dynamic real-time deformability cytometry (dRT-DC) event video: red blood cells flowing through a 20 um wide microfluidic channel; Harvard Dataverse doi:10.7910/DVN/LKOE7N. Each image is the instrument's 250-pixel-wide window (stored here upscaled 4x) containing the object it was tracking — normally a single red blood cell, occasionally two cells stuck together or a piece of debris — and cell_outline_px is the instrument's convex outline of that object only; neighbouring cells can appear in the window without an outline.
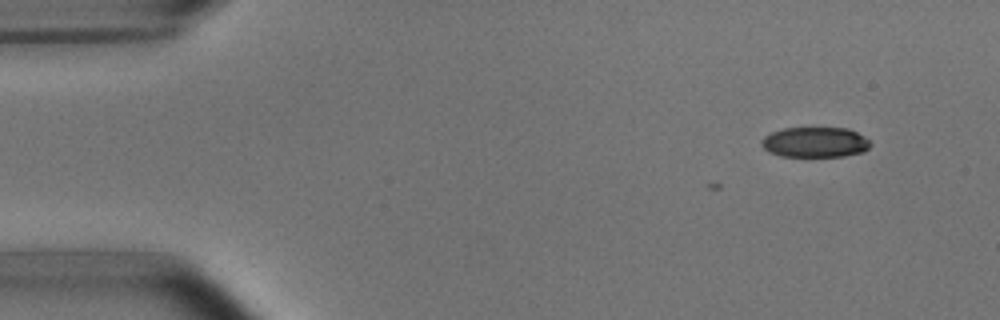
{"species": "common noctule bat (a hibernating species)", "species_latin": "Nyctalus noctula", "temperature_condition": "room temperature", "stored_images_in_passage": 2, "camera_frame_rate_fps": 3000, "um_per_image_px": 0.085, "animal": {"sex": "male", "body_mass_g": 15.6}, "frame": {"image": 1, "passage_image": 2, "time_ms": 0.333, "image_size_px": [1000, 320], "cell_outline_px": [[872, 144], [864, 152], [844, 156], [780, 156], [768, 152], [760, 144], [760, 140], [764, 136], [772, 132], [784, 128], [848, 128], [864, 136]], "centroid_in_image_um": [69.27, 12.09], "position_along_channel_um": 15.7, "area_um2": 19.31}}